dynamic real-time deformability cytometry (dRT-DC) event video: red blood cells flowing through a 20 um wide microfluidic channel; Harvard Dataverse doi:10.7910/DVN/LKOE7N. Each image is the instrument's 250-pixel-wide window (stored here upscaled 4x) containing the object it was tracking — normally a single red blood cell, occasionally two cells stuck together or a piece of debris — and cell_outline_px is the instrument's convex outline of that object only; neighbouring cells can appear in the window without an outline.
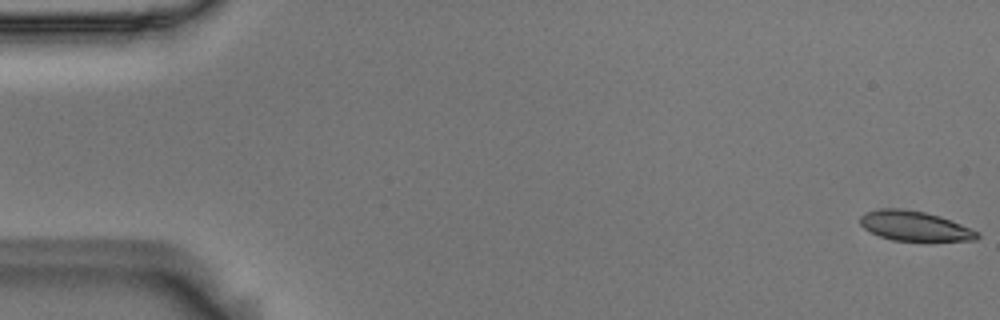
{"species": "Egyptian fruit bat (a non-hibernating species)", "species_latin": "Rousettus aegyptiacus", "temperature_condition": "room temperature", "stored_images_in_passage": 55, "camera_frame_rate_fps": 3000, "um_per_image_px": 0.085, "animal": {"sex": "male"}, "frame": {"image": 1, "passage_image": 1, "time_ms": 0.0, "image_size_px": [1000, 320], "cell_outline_px": [[980, 236], [976, 240], [892, 240], [880, 236], [864, 228], [860, 224], [860, 216], [864, 212], [884, 208], [900, 208], [924, 212], [940, 216], [980, 232]], "centroid_in_image_um": [77.73, 19.2], "position_along_channel_um": 7.3, "area_um2": 20.06}}
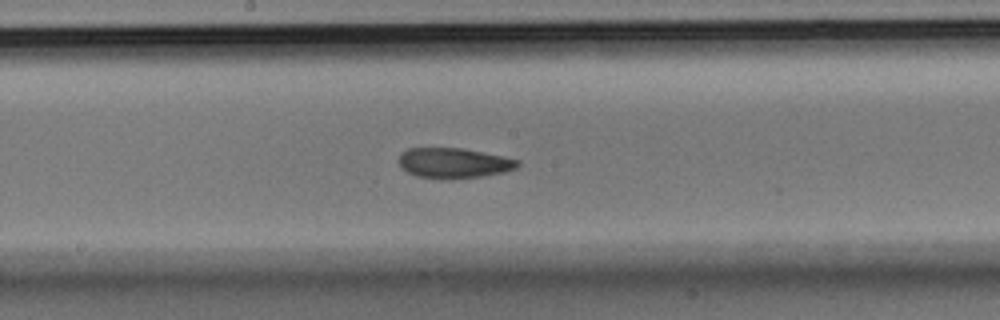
{"frame": {"image": 2, "passage_image": 29, "time_ms": 9.333, "image_size_px": [1000, 320], "cell_outline_px": [[520, 164], [516, 168], [504, 172], [480, 176], [444, 180], [416, 176], [400, 168], [396, 160], [400, 152], [408, 148], [464, 148], [504, 156], [520, 160]], "centroid_in_image_um": [38.52, 13.85], "position_along_channel_um": 209.7, "area_um2": 21.39}}
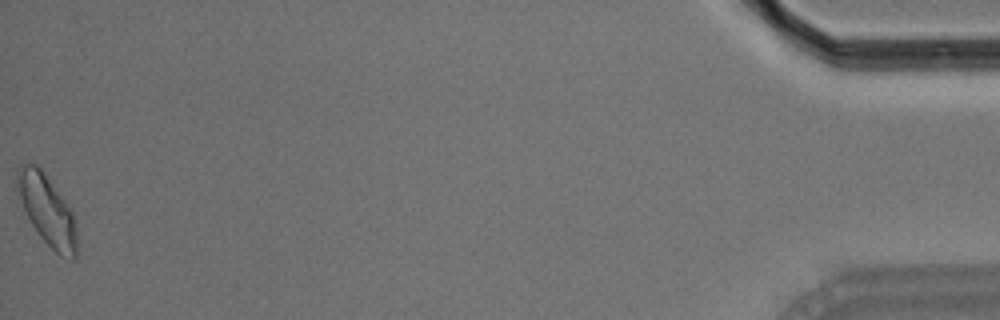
{"frame": {"image": 3, "passage_image": 55, "time_ms": 18.0, "image_size_px": [1000, 320], "cell_outline_px": [[76, 260], [72, 260], [60, 256], [40, 236], [32, 224], [24, 208], [20, 196], [16, 180], [16, 168], [28, 160], [36, 164], [44, 172], [64, 200], [72, 212], [76, 220]], "centroid_in_image_um": [4.01, 17.84], "position_along_channel_um": 431.2, "area_um2": 24.16}, "authors_computed_cell_mechanics": {"area_um2": 21.5016, "velocity_mm_per_s": 3.6909, "shape_relaxation_time_tau1_ms": 8.5847, "shape_relaxation_time_tau2_ms": 2.7664, "deformation_change_tau1": 0.1539, "deformation_change_tau2": 0.0905}}